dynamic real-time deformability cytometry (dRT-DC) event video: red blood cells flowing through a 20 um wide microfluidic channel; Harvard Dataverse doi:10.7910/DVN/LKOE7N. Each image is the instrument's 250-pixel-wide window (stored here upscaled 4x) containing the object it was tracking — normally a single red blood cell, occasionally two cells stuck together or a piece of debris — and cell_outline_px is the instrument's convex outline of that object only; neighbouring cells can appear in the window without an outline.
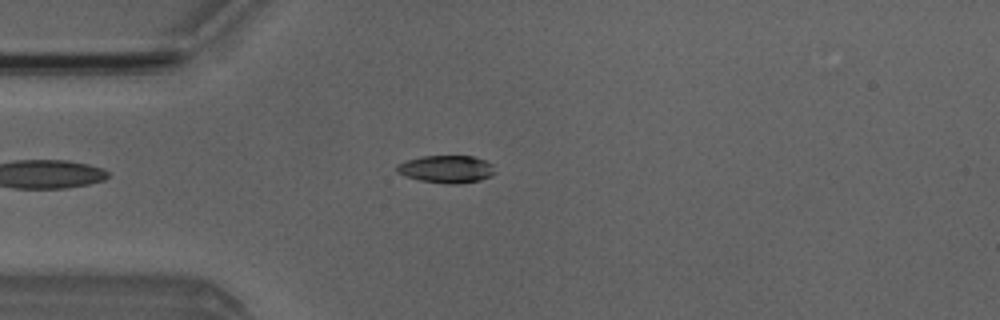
{"species": "Egyptian fruit bat (a non-hibernating species)", "species_latin": "Rousettus aegyptiacus", "temperature_condition": "room temperature", "stored_images_in_passage": 5, "camera_frame_rate_fps": 3000, "um_per_image_px": 0.085, "animal": {"sex": "male"}, "frame": {"image": 1, "passage_image": 4, "time_ms": 3.667, "image_size_px": [1000, 320], "cell_outline_px": [[496, 172], [492, 176], [480, 180], [456, 184], [452, 184], [420, 180], [396, 172], [396, 164], [420, 156], [472, 156], [484, 160], [492, 164]], "centroid_in_image_um": [37.97, 14.37], "position_along_channel_um": 47.0, "area_um2": 15.66}}